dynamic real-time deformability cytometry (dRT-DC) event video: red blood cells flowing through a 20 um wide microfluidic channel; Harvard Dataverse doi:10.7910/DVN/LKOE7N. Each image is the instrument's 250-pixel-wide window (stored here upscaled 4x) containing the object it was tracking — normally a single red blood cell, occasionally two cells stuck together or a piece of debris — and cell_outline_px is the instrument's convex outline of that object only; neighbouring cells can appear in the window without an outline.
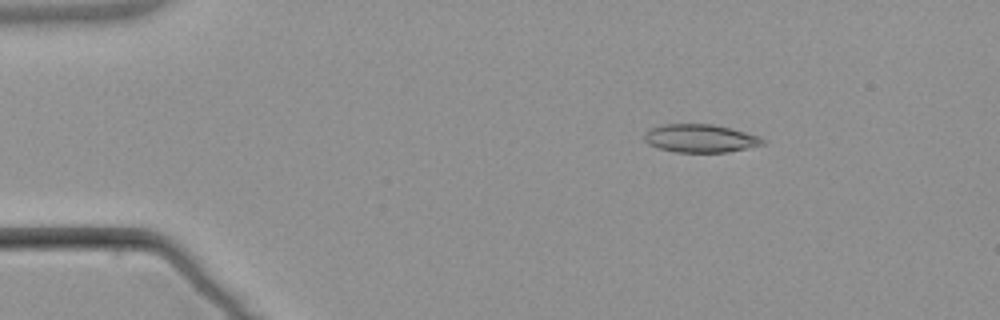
{"species": "common noctule bat (a hibernating species)", "species_latin": "Nyctalus noctula", "temperature_condition": "warm", "stored_images_in_passage": 5, "camera_frame_rate_fps": 3000, "um_per_image_px": 0.085, "animal": {"sex": "male", "body_mass_g": 21.5, "forearm_length_mm": 52.0}, "frame": {"image": 1, "passage_image": 3, "time_ms": 2.667, "image_size_px": [1000, 320], "cell_outline_px": [[768, 140], [764, 144], [728, 152], [676, 152], [660, 148], [648, 144], [644, 140], [644, 132], [652, 128], [664, 124], [712, 124], [732, 128], [760, 136]], "centroid_in_image_um": [59.56, 11.75], "position_along_channel_um": 25.4, "area_um2": 19.48}}